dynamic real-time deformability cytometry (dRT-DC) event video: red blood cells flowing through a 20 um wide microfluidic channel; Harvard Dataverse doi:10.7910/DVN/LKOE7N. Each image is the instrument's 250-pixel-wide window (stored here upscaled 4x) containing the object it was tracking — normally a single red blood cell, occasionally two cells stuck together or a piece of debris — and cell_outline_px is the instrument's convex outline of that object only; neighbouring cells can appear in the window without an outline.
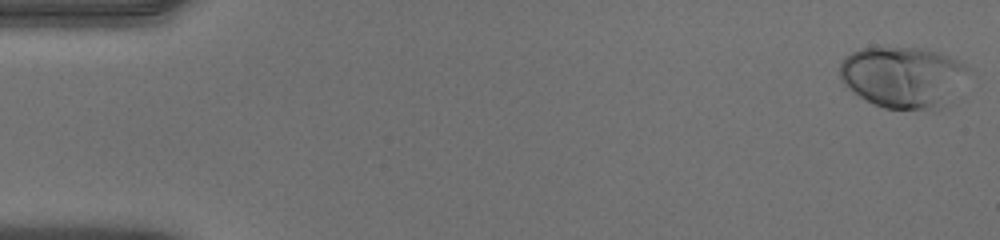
{"species": "human", "species_latin": "Homo sapiens", "temperature_condition": "warm", "stored_images_in_passage": 51, "camera_frame_rate_fps": 3000, "um_per_image_px": 0.085, "donor": {"sex": "male"}, "frame": {"image": 1, "passage_image": 1, "time_ms": 0.0, "image_size_px": [1000, 240], "cell_outline_px": [[968, 68], [948, 104], [936, 112], [932, 112], [884, 108], [852, 92], [840, 80], [840, 60], [844, 56], [860, 48], [924, 48], [940, 52], [960, 60]], "centroid_in_image_um": [76.74, 6.57], "position_along_channel_um": 8.3, "area_um2": 46.3}}
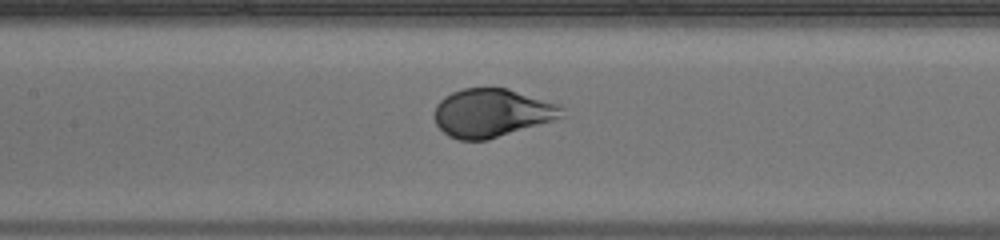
{"frame": {"image": 2, "passage_image": 24, "time_ms": 7.667, "image_size_px": [1000, 240], "cell_outline_px": [[564, 116], [552, 120], [488, 140], [460, 140], [448, 136], [436, 124], [432, 116], [436, 104], [444, 96], [452, 92], [464, 88], [508, 88], [560, 104], [564, 108]], "centroid_in_image_um": [41.78, 9.59], "position_along_channel_um": 165.6, "area_um2": 36.07}}
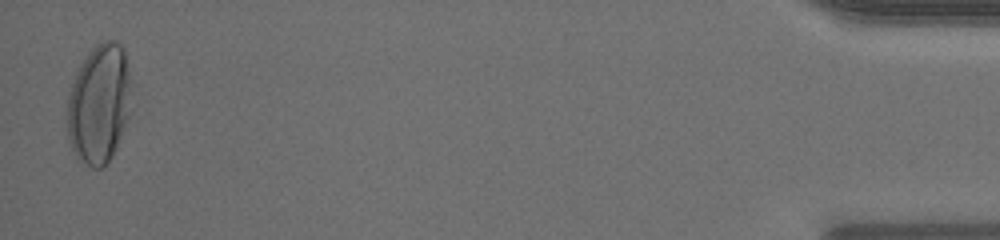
{"frame": {"image": 3, "passage_image": 50, "time_ms": 16.333, "image_size_px": [1000, 240], "cell_outline_px": [[132, 112], [112, 156], [104, 168], [92, 168], [84, 164], [72, 152], [68, 136], [68, 92], [76, 72], [80, 64], [88, 52], [96, 44], [104, 40], [116, 40], [124, 48], [128, 68]], "centroid_in_image_um": [8.44, 8.84], "position_along_channel_um": 426.8, "area_um2": 45.2}, "authors_computed_cell_mechanics": {"area_um2": 38.6104, "velocity_mm_per_s": 4.0437, "shape_relaxation_time_tau1_ms": 2.5079, "shape_relaxation_time_tau2_ms": null, "deformation_change_tau1": 0.1893, "deformation_change_tau2": null}}